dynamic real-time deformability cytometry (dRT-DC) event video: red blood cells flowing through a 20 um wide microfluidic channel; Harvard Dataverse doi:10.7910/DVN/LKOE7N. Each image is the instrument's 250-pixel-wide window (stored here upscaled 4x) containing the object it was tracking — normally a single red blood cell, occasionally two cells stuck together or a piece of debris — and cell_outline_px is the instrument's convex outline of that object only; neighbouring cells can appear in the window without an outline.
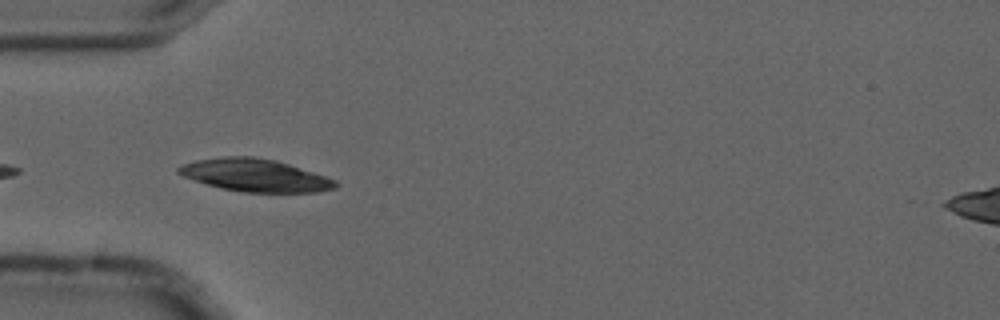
{"species": "common noctule bat (a hibernating species)", "species_latin": "Nyctalus noctula", "temperature_condition": "cold", "stored_images_in_passage": 8, "camera_frame_rate_fps": 3000, "um_per_image_px": 0.085, "animal": {"sex": "male", "forearm_length_mm": 52.5}, "frame": {"image": 1, "passage_image": 4, "time_ms": 1.0, "image_size_px": [1000, 320], "cell_outline_px": [[340, 184], [336, 188], [320, 192], [244, 192], [224, 188], [208, 184], [184, 176], [176, 172], [176, 168], [180, 164], [196, 160], [224, 156], [252, 156], [276, 160], [336, 180]], "centroid_in_image_um": [21.69, 14.89], "position_along_channel_um": 63.3, "area_um2": 29.59}}
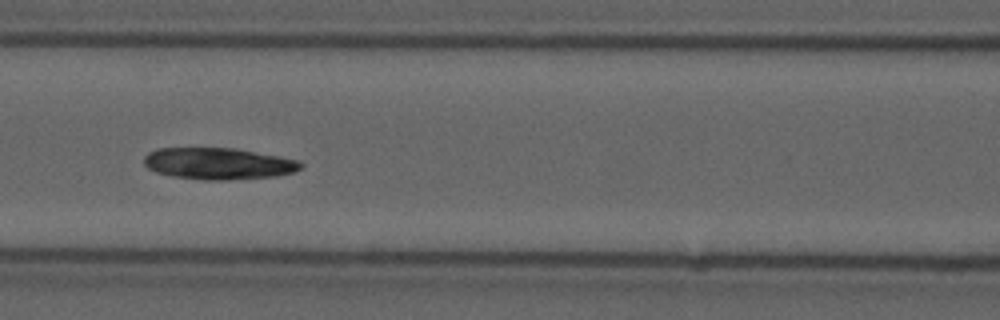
{"frame": {"image": 2, "passage_image": 6, "time_ms": 1.667, "image_size_px": [1000, 320], "cell_outline_px": [[304, 164], [296, 172], [276, 176], [228, 180], [204, 180], [172, 176], [156, 172], [148, 168], [144, 164], [144, 156], [148, 152], [156, 148], [236, 148], [280, 156], [300, 160]], "centroid_in_image_um": [18.58, 13.9], "position_along_channel_um": 148.0, "area_um2": 29.19}}
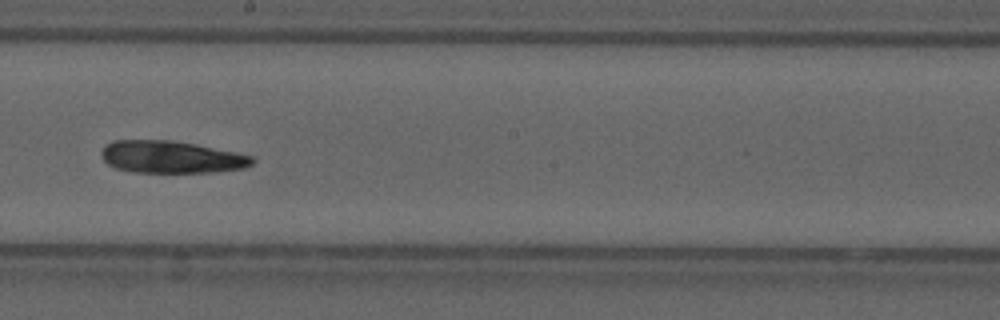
{"frame": {"image": 3, "passage_image": 8, "time_ms": 2.333, "image_size_px": [1000, 320], "cell_outline_px": [[256, 160], [252, 164], [244, 168], [216, 172], [136, 172], [116, 168], [108, 164], [100, 156], [100, 152], [104, 144], [112, 140], [172, 140], [196, 144], [236, 152], [252, 156]], "centroid_in_image_um": [14.54, 13.34], "position_along_channel_um": 233.7, "area_um2": 28.55}}